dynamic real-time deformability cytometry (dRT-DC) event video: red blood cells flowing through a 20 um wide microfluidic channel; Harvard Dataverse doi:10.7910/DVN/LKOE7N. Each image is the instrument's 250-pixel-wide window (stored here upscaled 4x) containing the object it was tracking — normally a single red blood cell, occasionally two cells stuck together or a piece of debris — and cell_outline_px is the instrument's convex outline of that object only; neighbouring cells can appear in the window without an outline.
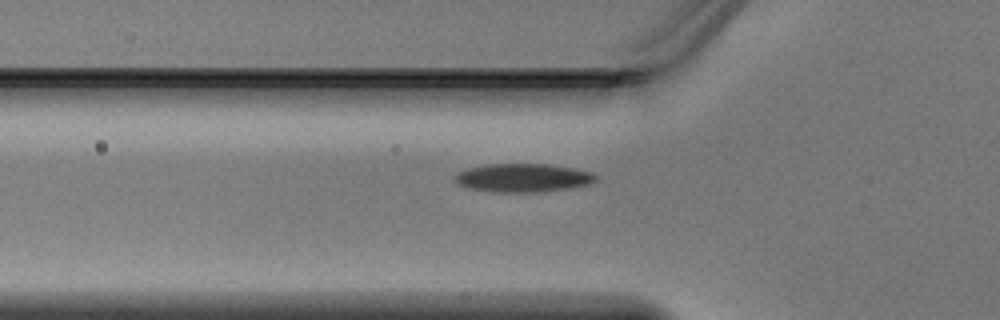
{"species": "Egyptian fruit bat (a non-hibernating species)", "species_latin": "Rousettus aegyptiacus", "temperature_condition": "warm", "stored_images_in_passage": 35, "camera_frame_rate_fps": 3000, "um_per_image_px": 0.085, "animal": {"sex": "male"}, "frame": {"image": 1, "passage_image": 4, "time_ms": 1.0, "image_size_px": [1000, 320], "cell_outline_px": [[596, 180], [588, 184], [568, 188], [536, 192], [496, 192], [468, 188], [456, 184], [456, 176], [460, 172], [468, 168], [488, 164], [548, 164], [572, 168], [592, 172], [596, 176]], "centroid_in_image_um": [44.45, 15.11], "position_along_channel_um": 81.4, "area_um2": 23.06}}
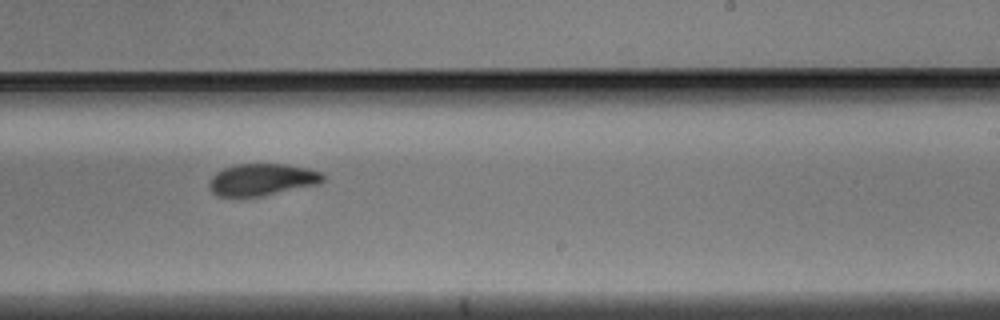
{"frame": {"image": 2, "passage_image": 17, "time_ms": 5.333, "image_size_px": [1000, 320], "cell_outline_px": [[324, 180], [320, 184], [264, 196], [216, 196], [208, 188], [208, 184], [212, 176], [216, 172], [224, 168], [236, 164], [284, 164], [308, 168], [320, 172], [324, 176]], "centroid_in_image_um": [22.27, 15.27], "position_along_channel_um": 266.7, "area_um2": 21.33}}
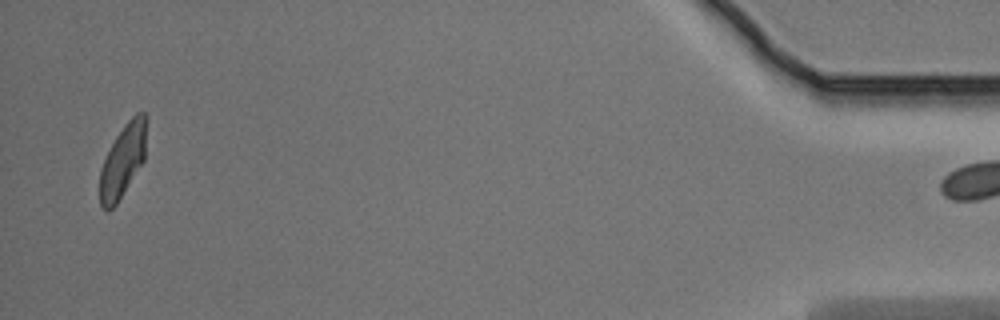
{"frame": {"image": 3, "passage_image": 34, "time_ms": 11.0, "image_size_px": [1000, 320], "cell_outline_px": [[148, 116], [144, 160], [116, 204], [108, 212], [100, 204], [100, 168], [116, 136], [124, 124], [136, 112], [144, 112]], "centroid_in_image_um": [10.47, 13.6], "position_along_channel_um": 424.7, "area_um2": 19.77}}